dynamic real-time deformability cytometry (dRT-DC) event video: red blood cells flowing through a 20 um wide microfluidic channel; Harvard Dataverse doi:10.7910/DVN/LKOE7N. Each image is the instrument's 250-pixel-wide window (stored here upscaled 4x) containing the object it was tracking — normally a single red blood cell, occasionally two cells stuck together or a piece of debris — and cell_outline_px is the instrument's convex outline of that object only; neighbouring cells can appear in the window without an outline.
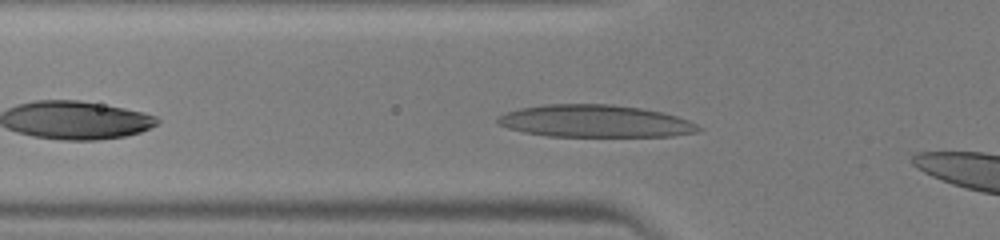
{"species": "human", "species_latin": "Homo sapiens", "temperature_condition": "warm", "stored_images_in_passage": 30, "camera_frame_rate_fps": 3000, "um_per_image_px": 0.085, "donor": {"sex": "male"}, "frame": {"image": 1, "passage_image": 5, "time_ms": 1.333, "image_size_px": [1000, 240], "cell_outline_px": [[704, 128], [696, 132], [672, 136], [548, 136], [524, 132], [508, 128], [500, 124], [496, 120], [496, 116], [504, 112], [520, 108], [544, 104], [612, 104], [640, 108], [660, 112], [676, 116], [688, 120]], "centroid_in_image_um": [50.55, 10.29], "position_along_channel_um": 75.3, "area_um2": 37.8}}
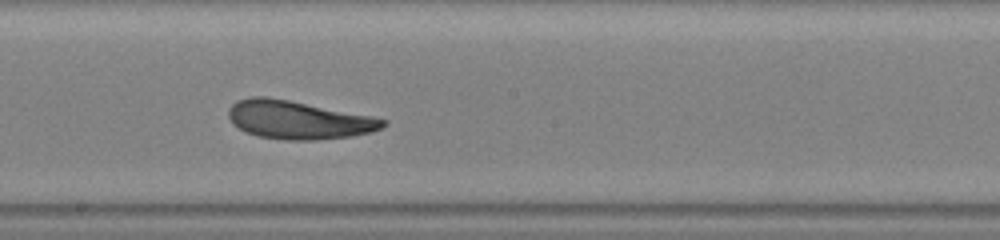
{"frame": {"image": 2, "passage_image": 15, "time_ms": 4.667, "image_size_px": [1000, 240], "cell_outline_px": [[388, 124], [372, 132], [352, 136], [316, 140], [288, 140], [260, 136], [244, 132], [232, 124], [228, 116], [228, 108], [236, 100], [252, 96], [268, 96], [372, 116], [388, 120]], "centroid_in_image_um": [25.33, 10.18], "position_along_channel_um": 222.9, "area_um2": 34.62}}
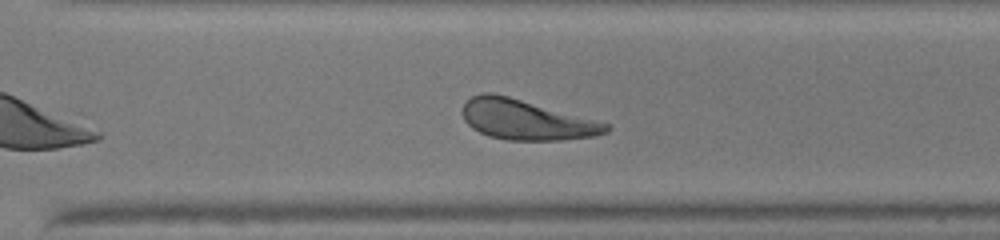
{"frame": {"image": 3, "passage_image": 22, "time_ms": 7.0, "image_size_px": [1000, 240], "cell_outline_px": [[608, 132], [592, 136], [560, 140], [508, 140], [488, 136], [472, 128], [464, 120], [460, 112], [464, 104], [472, 96], [484, 92], [492, 92], [508, 96], [608, 124]], "centroid_in_image_um": [44.63, 10.18], "position_along_channel_um": 326.0, "area_um2": 33.0}}